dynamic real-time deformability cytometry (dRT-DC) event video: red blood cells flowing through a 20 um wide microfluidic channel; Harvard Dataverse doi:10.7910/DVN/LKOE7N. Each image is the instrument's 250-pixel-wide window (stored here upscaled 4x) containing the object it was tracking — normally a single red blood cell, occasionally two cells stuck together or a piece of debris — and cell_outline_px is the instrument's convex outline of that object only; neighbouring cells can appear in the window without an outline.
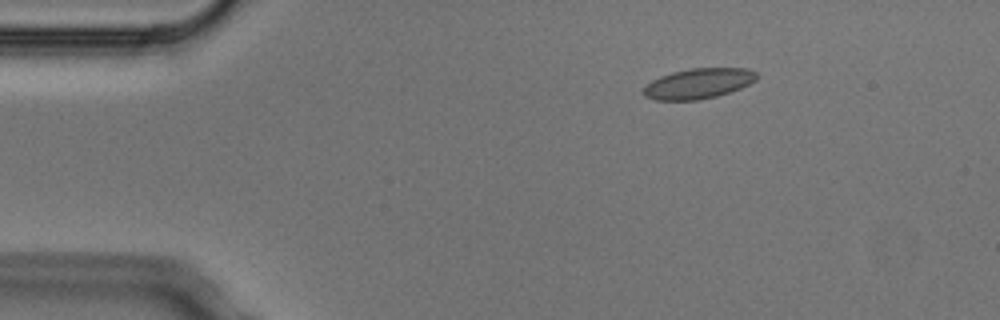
{"species": "Egyptian fruit bat (a non-hibernating species)", "species_latin": "Rousettus aegyptiacus", "temperature_condition": "cold", "stored_images_in_passage": 4, "camera_frame_rate_fps": 3000, "um_per_image_px": 0.085, "animal": {"sex": "male"}, "frame": {"image": 1, "passage_image": 2, "time_ms": 0.333, "image_size_px": [1000, 320], "cell_outline_px": [[760, 76], [756, 80], [740, 88], [716, 96], [696, 100], [656, 100], [644, 96], [640, 92], [652, 80], [660, 76], [672, 72], [688, 68], [748, 68], [756, 72]], "centroid_in_image_um": [59.35, 7.09], "position_along_channel_um": 25.6, "area_um2": 20.06}}
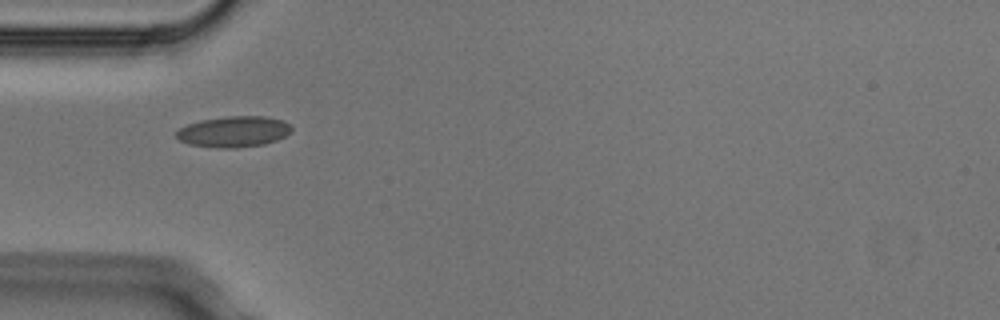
{"frame": {"image": 2, "passage_image": 4, "time_ms": 1.0, "image_size_px": [1000, 320], "cell_outline_px": [[292, 132], [276, 140], [264, 144], [236, 148], [220, 148], [188, 144], [180, 140], [176, 136], [176, 132], [180, 128], [188, 124], [200, 120], [228, 116], [264, 116], [284, 120], [292, 128]], "centroid_in_image_um": [19.88, 11.19], "position_along_channel_um": 65.1, "area_um2": 20.75}}